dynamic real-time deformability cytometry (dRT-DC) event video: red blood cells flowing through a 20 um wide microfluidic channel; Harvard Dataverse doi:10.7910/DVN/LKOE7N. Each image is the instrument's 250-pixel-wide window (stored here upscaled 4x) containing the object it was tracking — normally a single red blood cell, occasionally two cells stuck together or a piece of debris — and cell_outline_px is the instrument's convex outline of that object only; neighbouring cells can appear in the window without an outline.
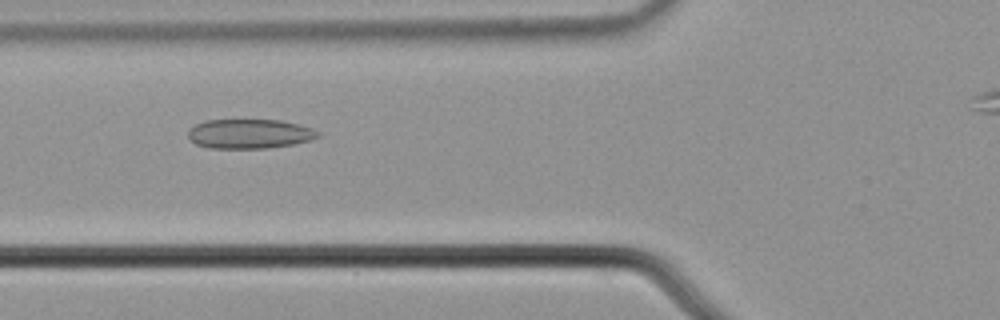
{"species": "common noctule bat (a hibernating species)", "species_latin": "Nyctalus noctula", "temperature_condition": "cold", "stored_images_in_passage": 40, "camera_frame_rate_fps": 3000, "um_per_image_px": 0.085, "animal": {"sex": "male", "body_mass_g": 21.5, "forearm_length_mm": 52.0}, "frame": {"image": 1, "passage_image": 11, "time_ms": 3.333, "image_size_px": [1000, 320], "cell_outline_px": [[320, 136], [312, 140], [292, 144], [268, 148], [212, 148], [196, 144], [188, 140], [188, 128], [204, 120], [280, 120], [312, 128], [320, 132]], "centroid_in_image_um": [21.18, 11.37], "position_along_channel_um": 104.6, "area_um2": 22.37}}
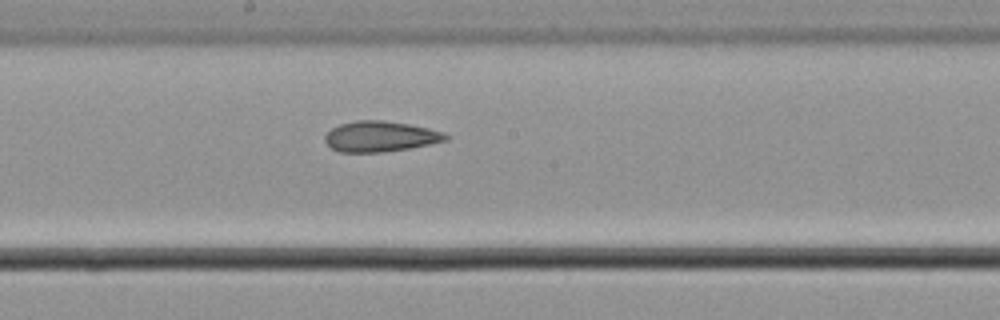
{"frame": {"image": 2, "passage_image": 20, "time_ms": 6.333, "image_size_px": [1000, 320], "cell_outline_px": [[448, 140], [408, 148], [380, 152], [340, 152], [332, 148], [324, 140], [324, 136], [332, 128], [340, 124], [356, 120], [384, 120], [408, 124], [428, 128], [444, 132], [448, 136]], "centroid_in_image_um": [32.31, 11.59], "position_along_channel_um": 215.9, "area_um2": 21.33}}
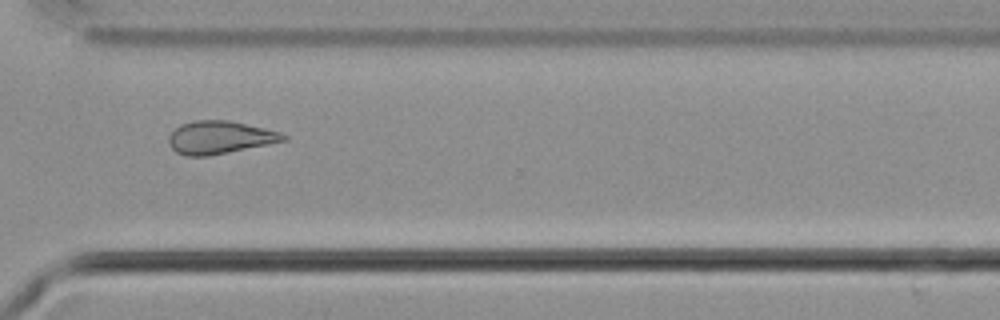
{"frame": {"image": 3, "passage_image": 31, "time_ms": 10.0, "image_size_px": [1000, 320], "cell_outline_px": [[288, 140], [208, 156], [188, 156], [176, 152], [168, 144], [168, 136], [180, 124], [192, 120], [228, 120], [264, 128], [280, 132], [288, 136]], "centroid_in_image_um": [18.66, 11.67], "position_along_channel_um": 351.9, "area_um2": 21.91}}